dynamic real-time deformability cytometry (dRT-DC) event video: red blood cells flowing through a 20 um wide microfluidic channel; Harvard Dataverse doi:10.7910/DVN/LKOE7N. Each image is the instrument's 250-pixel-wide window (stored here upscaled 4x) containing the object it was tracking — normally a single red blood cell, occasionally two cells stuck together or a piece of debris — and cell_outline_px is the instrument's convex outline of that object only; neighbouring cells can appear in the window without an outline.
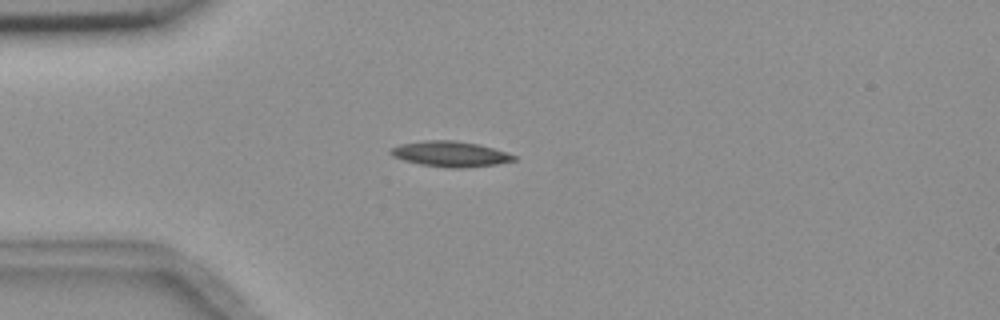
{"species": "common noctule bat (a hibernating species)", "species_latin": "Nyctalus noctula", "temperature_condition": "room temperature", "stored_images_in_passage": 6, "camera_frame_rate_fps": 3000, "um_per_image_px": 0.085, "animal": {"sex": "female", "body_mass_g": 18.4}, "frame": {"image": 1, "passage_image": 4, "time_ms": 3.667, "image_size_px": [1000, 320], "cell_outline_px": [[516, 160], [496, 164], [464, 168], [448, 168], [420, 164], [404, 160], [392, 156], [388, 152], [392, 148], [400, 144], [424, 140], [456, 140], [476, 144], [492, 148], [516, 156]], "centroid_in_image_um": [38.24, 13.09], "position_along_channel_um": 46.8, "area_um2": 18.15}}